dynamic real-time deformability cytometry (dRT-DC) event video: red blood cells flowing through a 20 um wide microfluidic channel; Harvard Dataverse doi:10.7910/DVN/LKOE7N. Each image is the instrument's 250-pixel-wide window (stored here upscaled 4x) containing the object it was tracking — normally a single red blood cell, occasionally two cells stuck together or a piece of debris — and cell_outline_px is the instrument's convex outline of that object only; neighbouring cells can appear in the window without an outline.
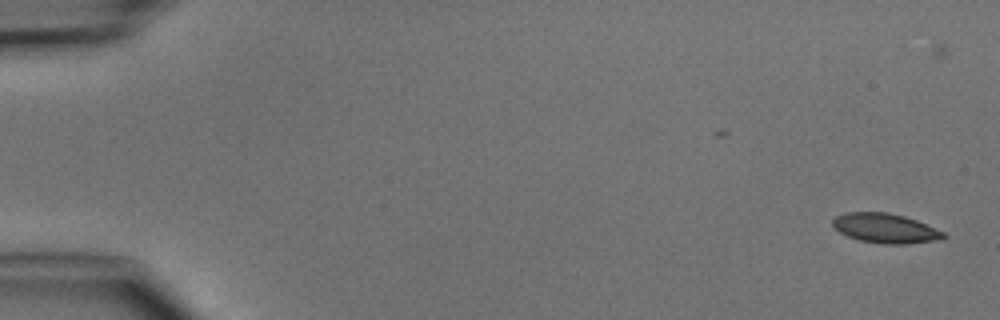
{"species": "common noctule bat (a hibernating species)", "species_latin": "Nyctalus noctula", "temperature_condition": "cold", "stored_images_in_passage": 8, "camera_frame_rate_fps": 3000, "um_per_image_px": 0.085, "animal": {"sex": "male", "body_mass_g": 15.6}, "frame": {"image": 1, "passage_image": 1, "time_ms": 0.0, "image_size_px": [1000, 320], "cell_outline_px": [[948, 236], [940, 240], [904, 244], [884, 244], [860, 240], [848, 236], [840, 232], [832, 224], [832, 220], [836, 216], [848, 212], [888, 212], [904, 216], [916, 220], [944, 232]], "centroid_in_image_um": [75.28, 19.4], "position_along_channel_um": 9.7, "area_um2": 19.02}}
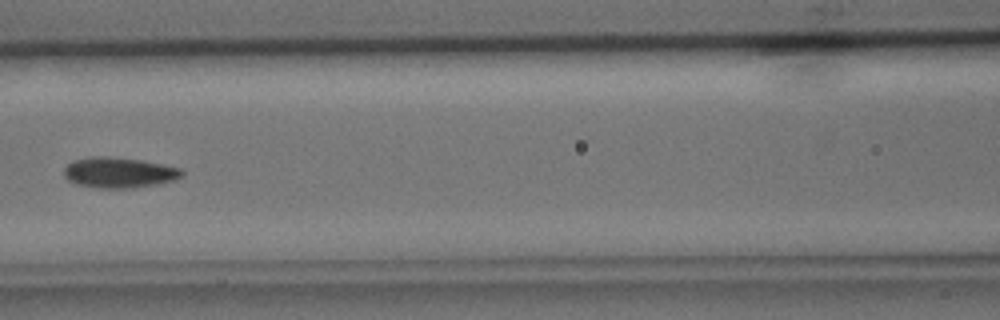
{"frame": {"image": 2, "passage_image": 7, "time_ms": 7.0, "image_size_px": [1000, 320], "cell_outline_px": [[184, 176], [176, 180], [160, 184], [132, 188], [100, 188], [76, 184], [68, 180], [64, 176], [64, 168], [72, 160], [92, 156], [108, 156], [140, 160], [180, 168], [184, 172]], "centroid_in_image_um": [10.13, 14.67], "position_along_channel_um": 156.5, "area_um2": 21.15}}
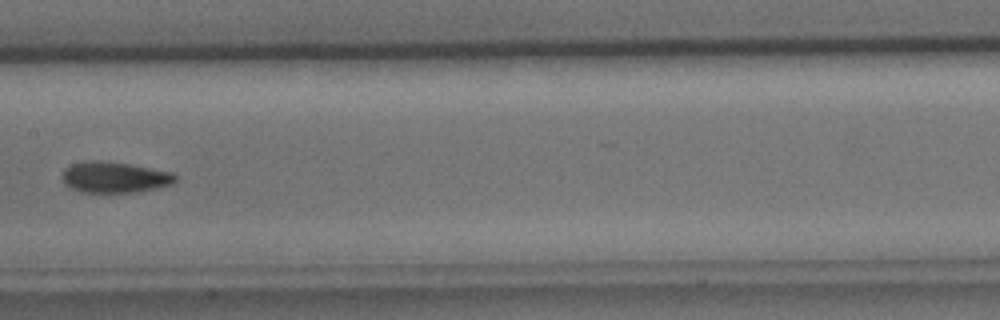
{"frame": {"image": 3, "passage_image": 8, "time_ms": 8.0, "image_size_px": [1000, 320], "cell_outline_px": [[176, 180], [172, 184], [156, 188], [136, 192], [80, 192], [64, 184], [64, 168], [72, 164], [92, 160], [96, 160], [128, 164], [172, 172], [176, 176]], "centroid_in_image_um": [9.74, 15.07], "position_along_channel_um": 197.7, "area_um2": 20.11}}